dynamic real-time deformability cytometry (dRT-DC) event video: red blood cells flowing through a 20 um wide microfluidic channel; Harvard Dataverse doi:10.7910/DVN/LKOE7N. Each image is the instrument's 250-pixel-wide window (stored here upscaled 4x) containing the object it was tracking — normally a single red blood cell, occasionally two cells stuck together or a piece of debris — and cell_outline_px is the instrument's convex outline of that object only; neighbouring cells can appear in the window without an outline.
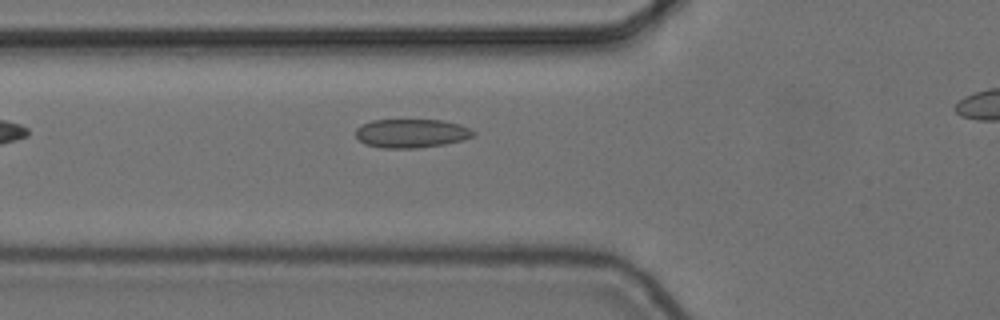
{"species": "common noctule bat (a hibernating species)", "species_latin": "Nyctalus noctula", "temperature_condition": "cold", "stored_images_in_passage": 5, "segment_of_instrument_passage": [1, 2], "camera_frame_rate_fps": 3000, "um_per_image_px": 0.085, "animal": {"sex": "female", "body_mass_g": 24.6, "forearm_length_mm": 56.2}, "frame": {"image": 1, "passage_image": 4, "time_ms": 1.0, "image_size_px": [1000, 320], "cell_outline_px": [[476, 132], [472, 136], [464, 140], [444, 144], [416, 148], [380, 148], [364, 144], [356, 136], [356, 128], [360, 124], [372, 120], [444, 120], [460, 124], [472, 128]], "centroid_in_image_um": [34.97, 11.33], "position_along_channel_um": 90.8, "area_um2": 19.94}}